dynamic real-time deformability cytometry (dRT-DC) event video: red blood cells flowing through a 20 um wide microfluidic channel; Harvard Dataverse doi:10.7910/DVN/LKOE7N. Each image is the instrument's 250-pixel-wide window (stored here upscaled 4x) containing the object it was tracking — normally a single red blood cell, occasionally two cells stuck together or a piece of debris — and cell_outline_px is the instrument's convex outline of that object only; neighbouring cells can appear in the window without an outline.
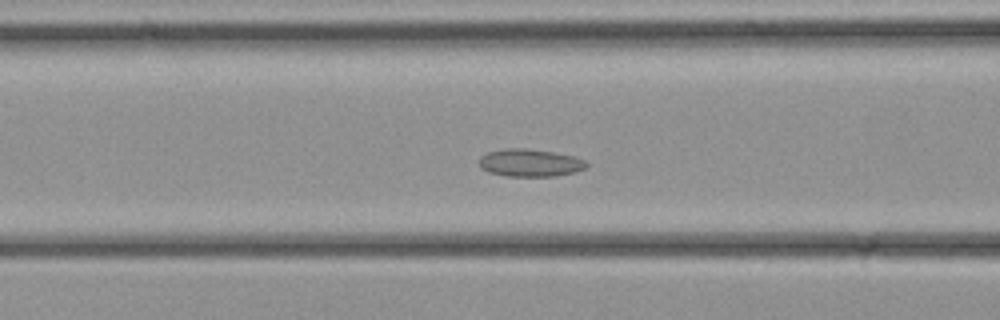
{"species": "common noctule bat (a hibernating species)", "species_latin": "Nyctalus noctula", "temperature_condition": "cold", "stored_images_in_passage": 30, "camera_frame_rate_fps": 3000, "um_per_image_px": 0.085, "animal": {"sex": "female", "body_mass_g": 21.9}, "frame": {"image": 1, "passage_image": 9, "time_ms": 2.667, "image_size_px": [1000, 320], "cell_outline_px": [[588, 164], [584, 168], [576, 172], [556, 176], [508, 176], [488, 172], [480, 168], [480, 156], [488, 152], [504, 148], [528, 148], [552, 152], [572, 156], [584, 160]], "centroid_in_image_um": [45.03, 13.84], "position_along_channel_um": 121.6, "area_um2": 17.22}}
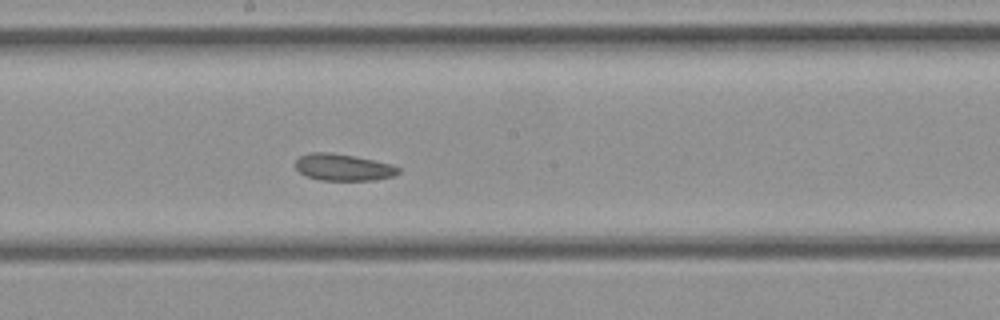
{"frame": {"image": 2, "passage_image": 14, "time_ms": 4.333, "image_size_px": [1000, 320], "cell_outline_px": [[400, 172], [392, 176], [376, 180], [320, 180], [308, 176], [300, 172], [296, 168], [296, 160], [300, 156], [308, 152], [332, 152], [392, 164], [400, 168]], "centroid_in_image_um": [29.17, 14.22], "position_along_channel_um": 219.0, "area_um2": 15.95}}
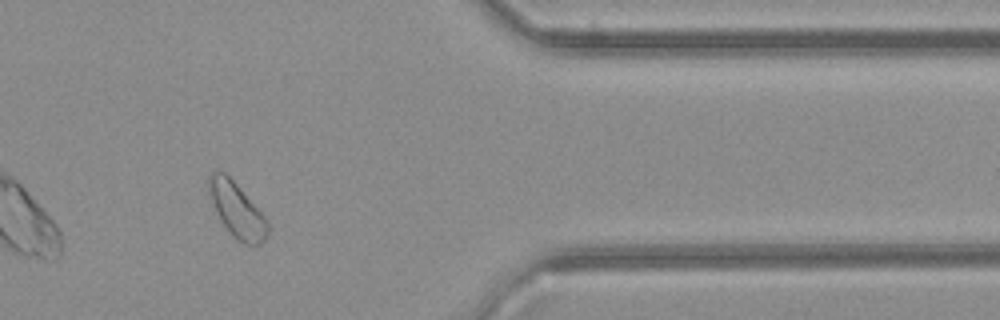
{"frame": {"image": 3, "passage_image": 24, "time_ms": 7.667, "image_size_px": [1000, 320], "cell_outline_px": [[268, 236], [260, 244], [244, 244], [236, 240], [232, 236], [220, 220], [216, 212], [208, 188], [208, 176], [212, 172], [220, 168], [236, 184], [268, 220]], "centroid_in_image_um": [20.13, 17.85], "position_along_channel_um": 391.3, "area_um2": 18.61}}